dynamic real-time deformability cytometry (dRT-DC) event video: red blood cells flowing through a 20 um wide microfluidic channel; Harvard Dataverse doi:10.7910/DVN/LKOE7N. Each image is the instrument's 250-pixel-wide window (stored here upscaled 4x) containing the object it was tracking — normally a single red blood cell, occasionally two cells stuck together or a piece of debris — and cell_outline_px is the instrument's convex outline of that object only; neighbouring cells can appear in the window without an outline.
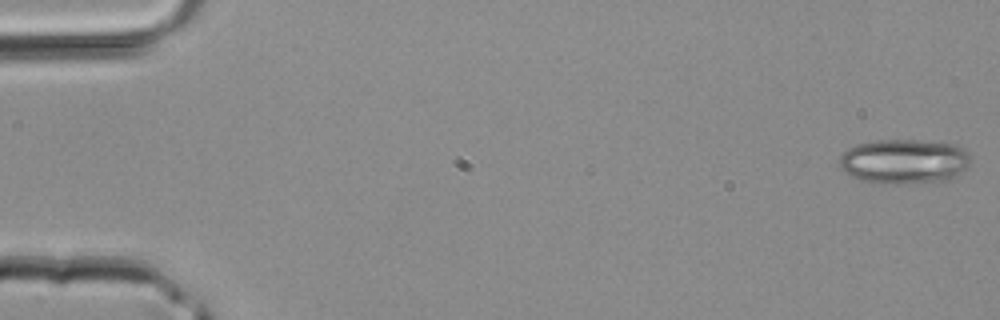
{"species": "common noctule bat (a hibernating species)", "species_latin": "Nyctalus noctula", "temperature_condition": "room temperature", "stored_images_in_passage": 42, "camera_frame_rate_fps": 3000, "um_per_image_px": 0.085, "animal": {"sex": "male", "body_mass_g": 20.4}, "frame": {"image": 1, "passage_image": 1, "time_ms": 0.0, "image_size_px": [1000, 320], "cell_outline_px": [[972, 160], [968, 168], [948, 180], [896, 184], [864, 180], [852, 176], [844, 172], [840, 168], [840, 156], [848, 148], [856, 144], [872, 140], [916, 140], [952, 144], [968, 152]], "centroid_in_image_um": [76.86, 13.71], "position_along_channel_um": 8.1, "area_um2": 34.04}}
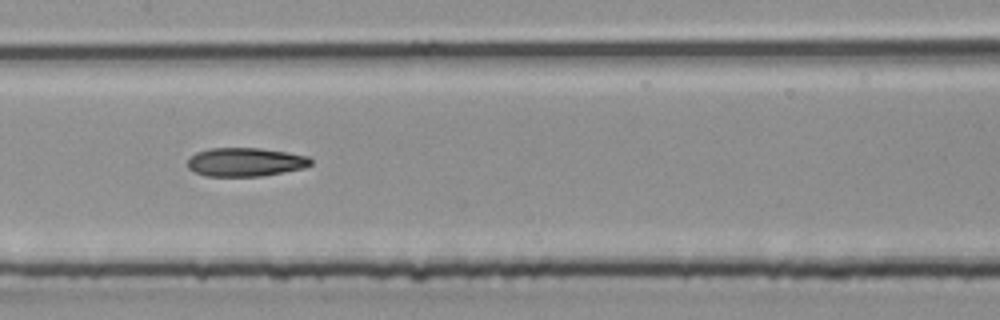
{"frame": {"image": 2, "passage_image": 21, "time_ms": 6.667, "image_size_px": [1000, 320], "cell_outline_px": [[312, 164], [304, 168], [284, 172], [260, 176], [204, 176], [188, 168], [188, 160], [196, 152], [208, 148], [260, 148], [288, 152], [308, 156], [312, 160]], "centroid_in_image_um": [20.87, 13.77], "position_along_channel_um": 186.5, "area_um2": 20.63}}
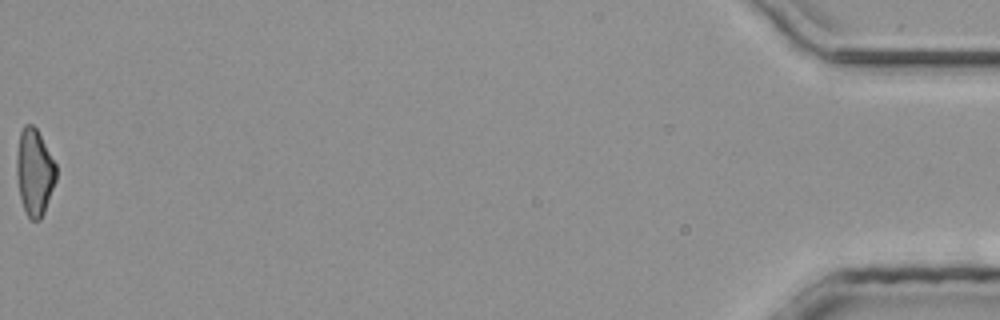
{"frame": {"image": 3, "passage_image": 42, "time_ms": 13.667, "image_size_px": [1000, 320], "cell_outline_px": [[56, 180], [44, 212], [40, 220], [32, 220], [28, 216], [24, 208], [20, 196], [16, 176], [16, 152], [20, 132], [24, 124], [32, 124], [36, 128], [56, 164]], "centroid_in_image_um": [2.92, 14.61], "position_along_channel_um": 432.3, "area_um2": 19.88}}